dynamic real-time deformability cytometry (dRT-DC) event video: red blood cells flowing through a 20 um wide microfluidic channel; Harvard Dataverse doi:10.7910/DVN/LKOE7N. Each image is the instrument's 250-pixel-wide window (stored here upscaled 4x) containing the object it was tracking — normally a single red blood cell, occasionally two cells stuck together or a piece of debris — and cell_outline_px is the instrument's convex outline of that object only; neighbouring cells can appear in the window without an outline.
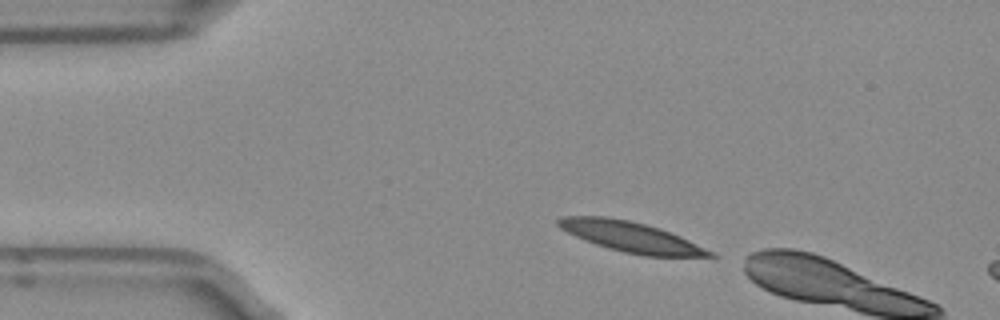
{"species": "Egyptian fruit bat (a non-hibernating species)", "species_latin": "Rousettus aegyptiacus", "temperature_condition": "room temperature", "stored_images_in_passage": 3, "camera_frame_rate_fps": 3000, "um_per_image_px": 0.085, "frame": {"image": 1, "passage_image": 1, "time_ms": 0.0, "image_size_px": [1000, 320], "cell_outline_px": [[716, 256], [644, 256], [624, 252], [608, 248], [584, 240], [560, 228], [556, 224], [556, 220], [564, 216], [604, 216], [628, 220], [644, 224], [680, 236], [712, 252]], "centroid_in_image_um": [53.55, 20.13], "position_along_channel_um": 31.4, "area_um2": 26.13}}